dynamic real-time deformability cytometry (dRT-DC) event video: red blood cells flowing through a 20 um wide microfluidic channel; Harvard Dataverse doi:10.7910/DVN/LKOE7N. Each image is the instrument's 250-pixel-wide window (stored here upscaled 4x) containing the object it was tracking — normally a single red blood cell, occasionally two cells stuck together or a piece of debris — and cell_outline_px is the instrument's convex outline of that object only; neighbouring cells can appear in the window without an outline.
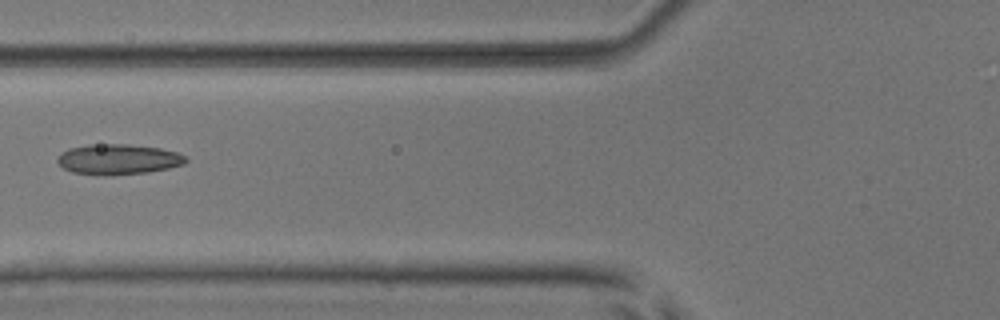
{"species": "common noctule bat (a hibernating species)", "species_latin": "Nyctalus noctula", "temperature_condition": "room temperature", "stored_images_in_passage": 6, "camera_frame_rate_fps": 3000, "um_per_image_px": 0.085, "animal": {"sex": "male", "body_mass_g": 17.9, "forearm_length_mm": 54.2}, "frame": {"image": 1, "passage_image": 5, "time_ms": 5.667, "image_size_px": [1000, 320], "cell_outline_px": [[188, 160], [184, 164], [168, 168], [148, 172], [72, 172], [64, 168], [56, 160], [60, 152], [68, 148], [88, 144], [128, 144], [160, 148], [176, 152], [184, 156]], "centroid_in_image_um": [10.05, 13.48], "position_along_channel_um": 115.7, "area_um2": 21.73}}
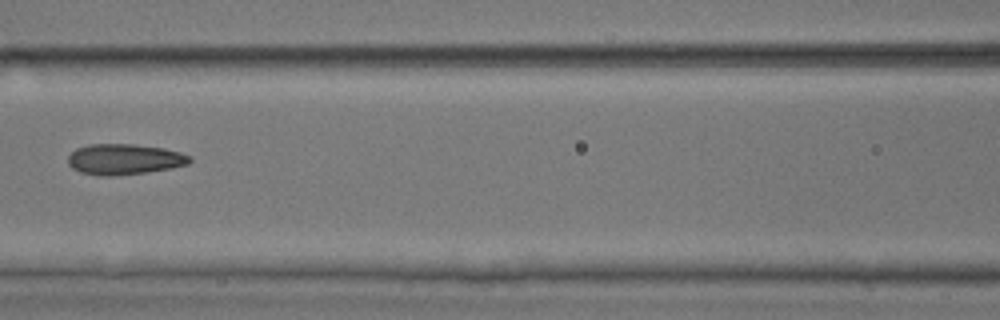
{"frame": {"image": 2, "passage_image": 6, "time_ms": 6.667, "image_size_px": [1000, 320], "cell_outline_px": [[192, 160], [188, 164], [172, 168], [144, 172], [112, 176], [100, 176], [80, 172], [72, 168], [68, 164], [68, 156], [76, 148], [88, 144], [132, 144], [164, 148], [180, 152], [192, 156]], "centroid_in_image_um": [10.56, 13.53], "position_along_channel_um": 156.0, "area_um2": 21.85}}